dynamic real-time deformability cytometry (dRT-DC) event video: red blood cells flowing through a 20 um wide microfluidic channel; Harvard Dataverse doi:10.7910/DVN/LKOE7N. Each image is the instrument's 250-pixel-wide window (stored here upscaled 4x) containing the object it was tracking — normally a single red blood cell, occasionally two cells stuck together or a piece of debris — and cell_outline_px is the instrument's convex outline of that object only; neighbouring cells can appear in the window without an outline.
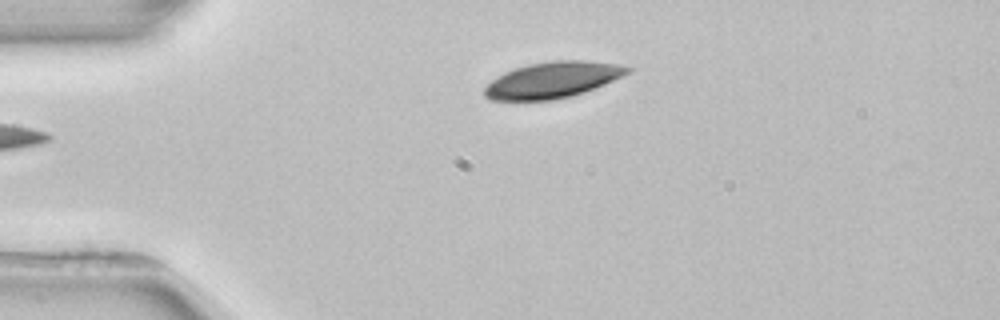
{"species": "common noctule bat (a hibernating species)", "species_latin": "Nyctalus noctula", "temperature_condition": "room temperature", "stored_images_in_passage": 3, "camera_frame_rate_fps": 3000, "um_per_image_px": 0.085, "animal": {"sex": "female", "body_mass_g": 22.7, "forearm_length_mm": 54.2}, "frame": {"image": 1, "passage_image": 2, "time_ms": 2.667, "image_size_px": [1000, 320], "cell_outline_px": [[632, 72], [624, 76], [584, 92], [552, 100], [492, 100], [484, 96], [484, 88], [492, 80], [504, 72], [512, 68], [528, 64], [552, 60], [584, 60], [620, 64], [632, 68]], "centroid_in_image_um": [46.99, 6.78], "position_along_channel_um": 38.0, "area_um2": 30.17}}